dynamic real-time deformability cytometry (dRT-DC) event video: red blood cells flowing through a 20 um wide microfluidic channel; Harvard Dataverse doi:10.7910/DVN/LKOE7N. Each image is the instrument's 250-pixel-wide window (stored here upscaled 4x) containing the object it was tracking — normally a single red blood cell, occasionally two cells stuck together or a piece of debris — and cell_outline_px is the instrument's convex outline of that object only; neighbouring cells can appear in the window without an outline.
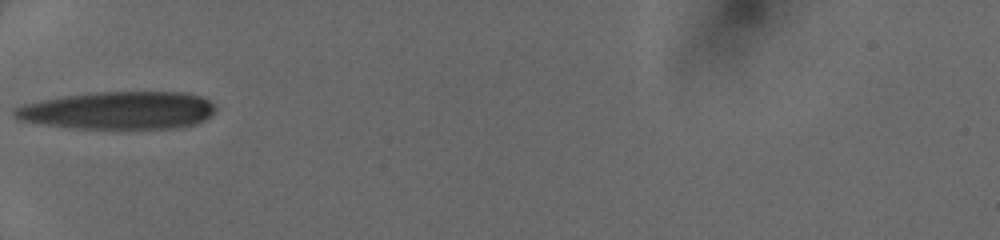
{"species": "human", "species_latin": "Homo sapiens", "temperature_condition": "cold", "stored_images_in_passage": 9, "camera_frame_rate_fps": 3000, "um_per_image_px": 0.085, "donor": {"sex": "female"}, "frame": {"image": 1, "passage_image": 1, "time_ms": 0.0, "image_size_px": [1000, 240], "cell_outline_px": [[216, 108], [204, 120], [196, 124], [180, 128], [72, 128], [44, 124], [24, 120], [12, 116], [12, 108], [20, 104], [64, 96], [96, 92], [184, 92], [200, 96], [208, 100]], "centroid_in_image_um": [10.05, 9.38], "position_along_channel_um": 75.0, "area_um2": 44.04}}
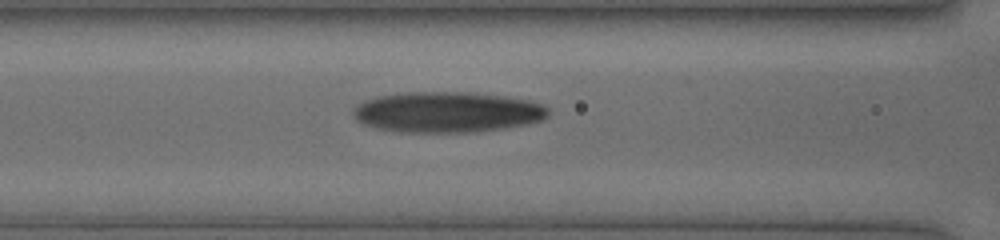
{"frame": {"image": 2, "passage_image": 4, "time_ms": 1.333, "image_size_px": [1000, 240], "cell_outline_px": [[548, 116], [540, 120], [524, 124], [500, 128], [468, 132], [400, 132], [376, 128], [364, 124], [356, 120], [352, 112], [364, 100], [376, 96], [404, 92], [468, 92], [500, 96], [528, 100], [540, 104], [548, 108]], "centroid_in_image_um": [37.95, 9.52], "position_along_channel_um": 128.6, "area_um2": 45.78}}
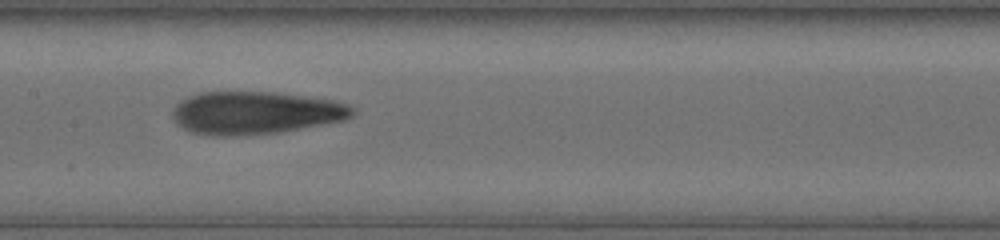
{"frame": {"image": 3, "passage_image": 7, "time_ms": 2.667, "image_size_px": [1000, 240], "cell_outline_px": [[356, 112], [352, 116], [344, 120], [280, 132], [236, 136], [216, 136], [192, 132], [176, 124], [172, 116], [172, 112], [176, 104], [180, 100], [200, 92], [276, 92], [332, 100], [348, 104], [356, 108]], "centroid_in_image_um": [21.71, 9.59], "position_along_channel_um": 185.7, "area_um2": 44.91}}